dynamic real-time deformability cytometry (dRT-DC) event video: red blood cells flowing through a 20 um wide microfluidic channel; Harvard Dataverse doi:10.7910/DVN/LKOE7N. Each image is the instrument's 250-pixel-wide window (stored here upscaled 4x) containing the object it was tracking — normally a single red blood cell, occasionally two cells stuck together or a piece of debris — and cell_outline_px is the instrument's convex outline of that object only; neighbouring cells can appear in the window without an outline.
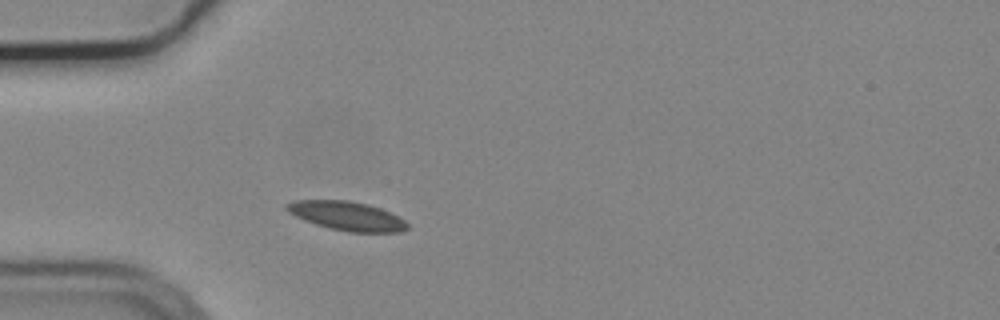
{"species": "common noctule bat (a hibernating species)", "species_latin": "Nyctalus noctula", "temperature_condition": "cold", "stored_images_in_passage": 40, "camera_frame_rate_fps": 3000, "um_per_image_px": 0.085, "animal": {"sex": "male", "body_mass_g": 19.2, "forearm_length_mm": 51.8}, "frame": {"image": 1, "passage_image": 1, "time_ms": 0.0, "image_size_px": [1000, 320], "cell_outline_px": [[408, 228], [400, 232], [348, 232], [316, 224], [304, 220], [288, 212], [284, 208], [284, 204], [292, 200], [348, 200], [368, 204], [380, 208], [404, 220], [408, 224]], "centroid_in_image_um": [29.44, 18.34], "position_along_channel_um": 55.6, "area_um2": 20.29}}
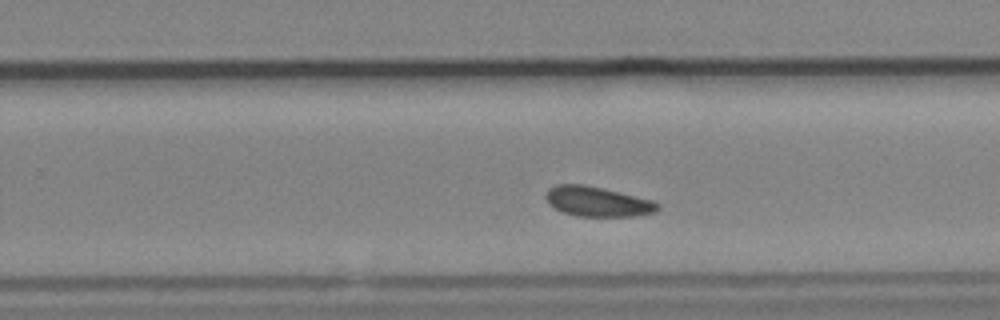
{"frame": {"image": 2, "passage_image": 20, "time_ms": 6.333, "image_size_px": [1000, 320], "cell_outline_px": [[660, 208], [656, 212], [632, 216], [576, 216], [560, 212], [548, 204], [544, 196], [544, 192], [548, 188], [556, 184], [584, 184], [652, 200], [660, 204]], "centroid_in_image_um": [50.71, 17.13], "position_along_channel_um": 279.1, "area_um2": 19.65}}
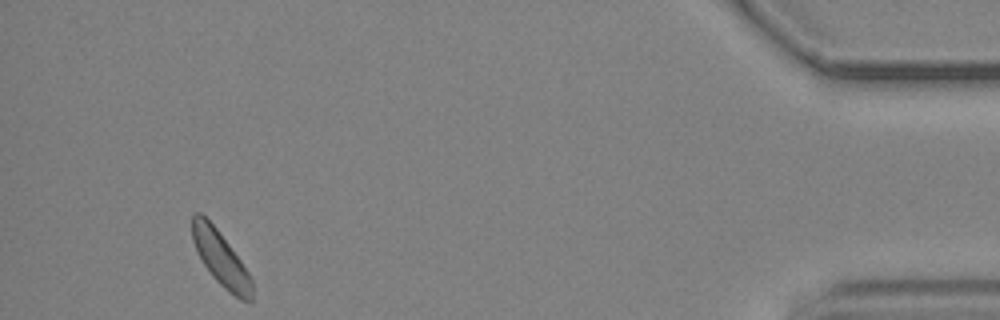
{"frame": {"image": 3, "passage_image": 37, "time_ms": 12.0, "image_size_px": [1000, 320], "cell_outline_px": [[252, 300], [240, 300], [224, 288], [212, 276], [204, 264], [192, 240], [192, 216], [196, 212], [200, 212], [216, 228], [240, 260], [248, 272], [252, 280]], "centroid_in_image_um": [18.76, 21.98], "position_along_channel_um": 416.4, "area_um2": 18.5}, "authors_computed_cell_mechanics": {"area_um2": 19.4497, "velocity_mm_per_s": 3.6559, "shape_relaxation_time_tau1_ms": 1.2716, "shape_relaxation_time_tau2_ms": 8.0547, "deformation_change_tau1": 0.0595, "deformation_change_tau2": 0.1345}}